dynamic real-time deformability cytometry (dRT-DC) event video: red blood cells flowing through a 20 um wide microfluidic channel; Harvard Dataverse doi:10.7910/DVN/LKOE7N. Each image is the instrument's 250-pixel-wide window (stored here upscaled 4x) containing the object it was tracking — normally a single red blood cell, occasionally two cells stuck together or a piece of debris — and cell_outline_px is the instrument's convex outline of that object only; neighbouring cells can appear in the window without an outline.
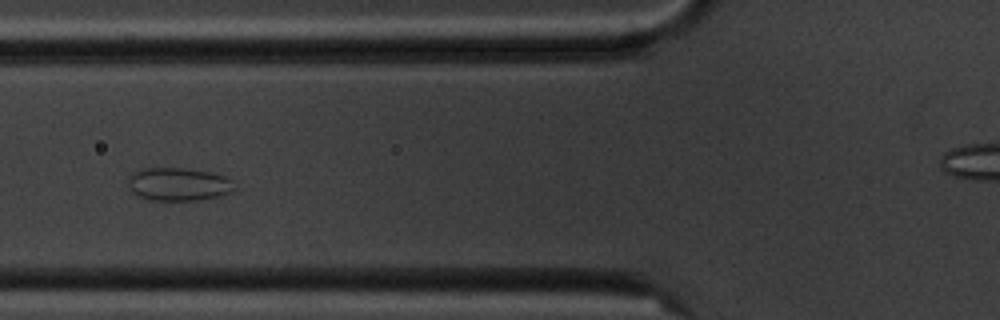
{"species": "common noctule bat (a hibernating species)", "species_latin": "Nyctalus noctula", "temperature_condition": "cold", "stored_images_in_passage": 8, "camera_frame_rate_fps": 3000, "um_per_image_px": 0.085, "animal": {"sex": "male", "body_mass_g": 20.1, "forearm_length_mm": 53.5}, "frame": {"image": 1, "passage_image": 6, "time_ms": 6.0, "image_size_px": [1000, 320], "cell_outline_px": [[236, 188], [228, 192], [216, 196], [196, 200], [152, 200], [140, 196], [132, 192], [128, 188], [128, 176], [132, 172], [140, 168], [180, 168], [208, 172], [224, 176]], "centroid_in_image_um": [15.07, 15.65], "position_along_channel_um": 110.7, "area_um2": 20.17}}